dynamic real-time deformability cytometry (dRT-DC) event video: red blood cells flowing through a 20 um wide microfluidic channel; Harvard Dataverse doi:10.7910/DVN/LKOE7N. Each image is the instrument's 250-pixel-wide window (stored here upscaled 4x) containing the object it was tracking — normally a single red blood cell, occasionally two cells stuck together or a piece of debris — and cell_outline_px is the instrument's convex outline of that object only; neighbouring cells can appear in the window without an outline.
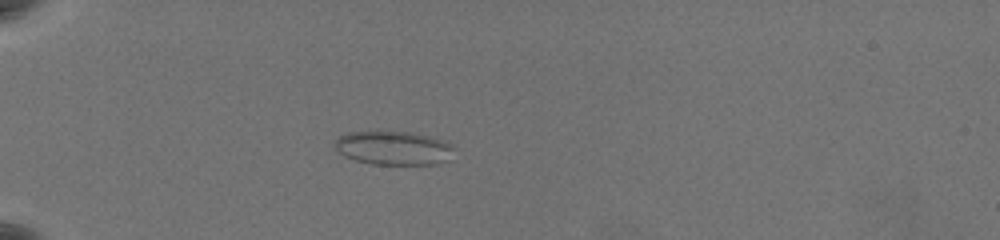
{"species": "common noctule bat (a hibernating species)", "species_latin": "Nyctalus noctula", "temperature_condition": "warm", "stored_images_in_passage": 44, "camera_frame_rate_fps": 3000, "um_per_image_px": 0.085, "animal": {"sex": "female", "body_mass_g": 19.5, "forearm_length_mm": 54.1}, "frame": {"image": 1, "passage_image": 3, "time_ms": 0.667, "image_size_px": [1000, 240], "cell_outline_px": [[456, 148], [452, 160], [436, 164], [372, 164], [356, 160], [344, 156], [332, 144], [344, 132], [412, 132], [428, 136], [452, 144]], "centroid_in_image_um": [33.5, 12.59], "position_along_channel_um": 51.5, "area_um2": 23.64}}
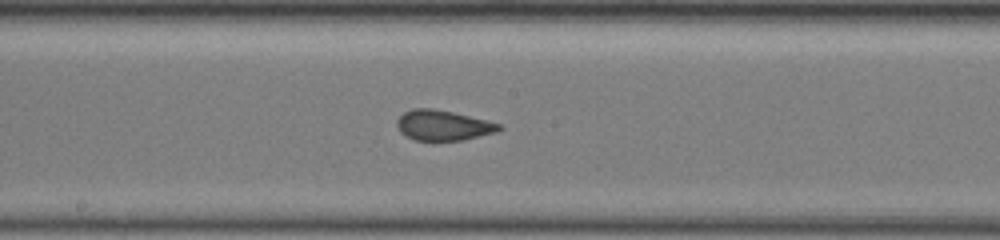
{"frame": {"image": 2, "passage_image": 19, "time_ms": 6.0, "image_size_px": [1000, 240], "cell_outline_px": [[504, 128], [496, 132], [464, 140], [432, 144], [412, 140], [404, 136], [400, 132], [396, 124], [396, 120], [404, 112], [412, 108], [432, 108], [452, 112], [500, 124]], "centroid_in_image_um": [37.59, 10.71], "position_along_channel_um": 210.6, "area_um2": 18.73}}
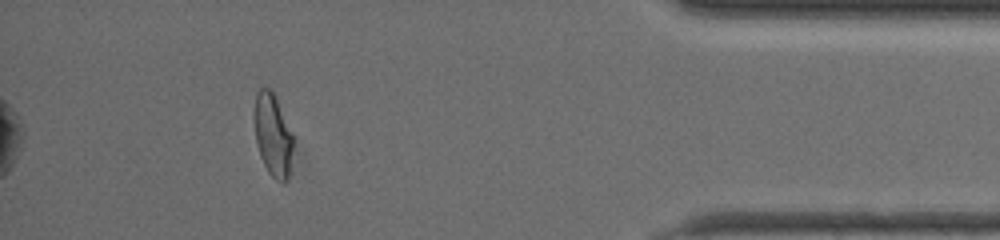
{"frame": {"image": 3, "passage_image": 39, "time_ms": 12.667, "image_size_px": [1000, 240], "cell_outline_px": [[292, 148], [288, 180], [284, 184], [276, 180], [268, 172], [260, 156], [256, 140], [252, 120], [252, 112], [256, 92], [260, 88], [268, 88], [276, 96], [292, 132]], "centroid_in_image_um": [23.15, 11.44], "position_along_channel_um": 412.0, "area_um2": 19.07}, "authors_computed_cell_mechanics": {"area_um2": 18.496, "velocity_mm_per_s": 3.5916, "shape_relaxation_time_tau1_ms": null, "shape_relaxation_time_tau2_ms": 0.7014, "deformation_change_tau1": null, "deformation_change_tau2": 0.0667}}